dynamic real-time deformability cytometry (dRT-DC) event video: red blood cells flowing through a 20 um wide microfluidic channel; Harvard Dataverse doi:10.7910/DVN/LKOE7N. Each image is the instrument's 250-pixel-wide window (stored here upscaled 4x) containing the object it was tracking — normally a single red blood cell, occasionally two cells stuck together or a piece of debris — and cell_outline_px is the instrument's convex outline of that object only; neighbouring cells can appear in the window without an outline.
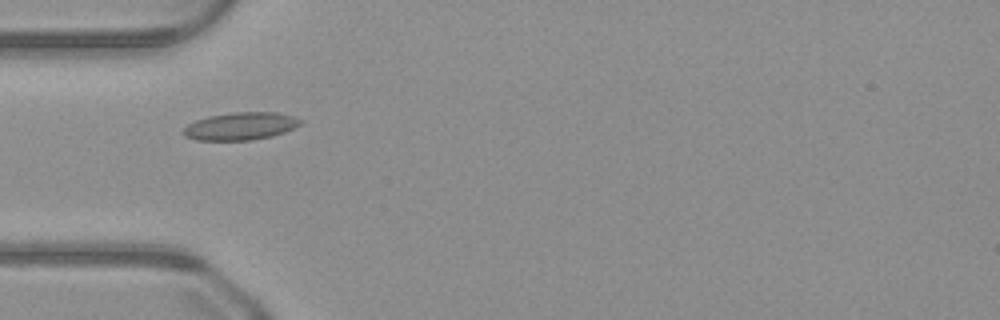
{"species": "common noctule bat (a hibernating species)", "species_latin": "Nyctalus noctula", "temperature_condition": "warm", "stored_images_in_passage": 12, "camera_frame_rate_fps": 3000, "um_per_image_px": 0.085, "animal": {"sex": "male", "body_mass_g": 23.1, "forearm_length_mm": 52.7}, "frame": {"image": 1, "passage_image": 1, "time_ms": 0.0, "image_size_px": [1000, 320], "cell_outline_px": [[304, 120], [300, 124], [284, 132], [272, 136], [252, 140], [196, 140], [184, 136], [180, 132], [188, 124], [196, 120], [208, 116], [232, 112], [276, 112], [292, 116]], "centroid_in_image_um": [20.41, 10.72], "position_along_channel_um": 64.6, "area_um2": 18.9}}
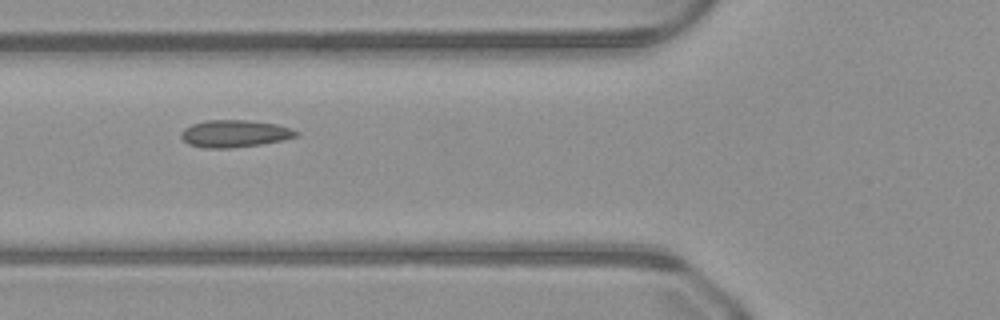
{"frame": {"image": 2, "passage_image": 4, "time_ms": 1.0, "image_size_px": [1000, 320], "cell_outline_px": [[300, 136], [284, 140], [260, 144], [232, 148], [204, 148], [188, 144], [180, 136], [180, 132], [184, 128], [192, 124], [208, 120], [248, 120], [276, 124], [292, 128], [300, 132]], "centroid_in_image_um": [19.97, 11.36], "position_along_channel_um": 105.8, "area_um2": 18.44}}